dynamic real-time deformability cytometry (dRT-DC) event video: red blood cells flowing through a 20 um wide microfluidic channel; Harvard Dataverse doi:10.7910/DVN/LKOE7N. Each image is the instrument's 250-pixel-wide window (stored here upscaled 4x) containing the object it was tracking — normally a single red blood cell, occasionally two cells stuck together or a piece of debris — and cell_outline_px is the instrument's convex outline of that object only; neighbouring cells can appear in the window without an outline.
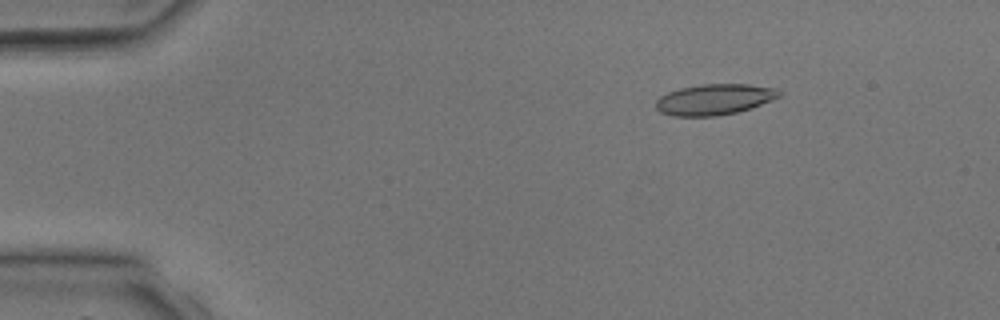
{"species": "common noctule bat (a hibernating species)", "species_latin": "Nyctalus noctula", "temperature_condition": "room temperature", "stored_images_in_passage": 4, "camera_frame_rate_fps": 3000, "um_per_image_px": 0.085, "animal": {"sex": "male", "body_mass_g": 17.9, "forearm_length_mm": 54.2}, "frame": {"image": 1, "passage_image": 1, "time_ms": 0.0, "image_size_px": [1000, 320], "cell_outline_px": [[784, 92], [780, 96], [772, 100], [736, 112], [716, 116], [672, 116], [660, 112], [656, 108], [656, 100], [660, 96], [668, 92], [680, 88], [700, 84], [748, 84], [776, 88]], "centroid_in_image_um": [60.72, 8.44], "position_along_channel_um": 24.3, "area_um2": 22.14}}
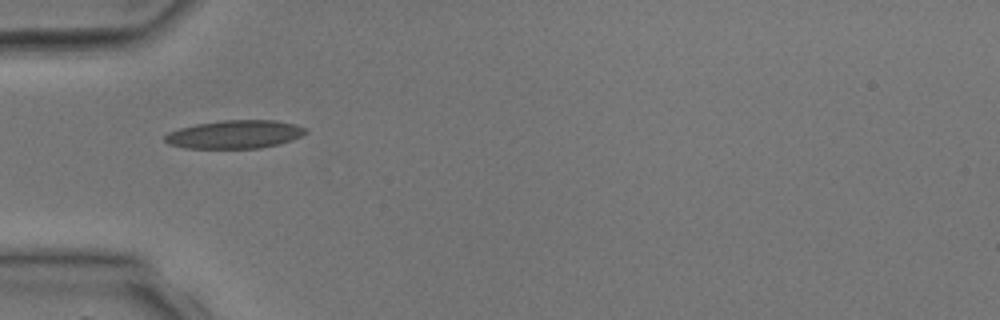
{"frame": {"image": 2, "passage_image": 3, "time_ms": 2.333, "image_size_px": [1000, 320], "cell_outline_px": [[308, 132], [292, 140], [280, 144], [260, 148], [184, 148], [168, 144], [164, 140], [164, 136], [168, 132], [180, 128], [196, 124], [220, 120], [276, 120], [296, 124], [304, 128]], "centroid_in_image_um": [19.95, 11.42], "position_along_channel_um": 65.1, "area_um2": 23.29}}